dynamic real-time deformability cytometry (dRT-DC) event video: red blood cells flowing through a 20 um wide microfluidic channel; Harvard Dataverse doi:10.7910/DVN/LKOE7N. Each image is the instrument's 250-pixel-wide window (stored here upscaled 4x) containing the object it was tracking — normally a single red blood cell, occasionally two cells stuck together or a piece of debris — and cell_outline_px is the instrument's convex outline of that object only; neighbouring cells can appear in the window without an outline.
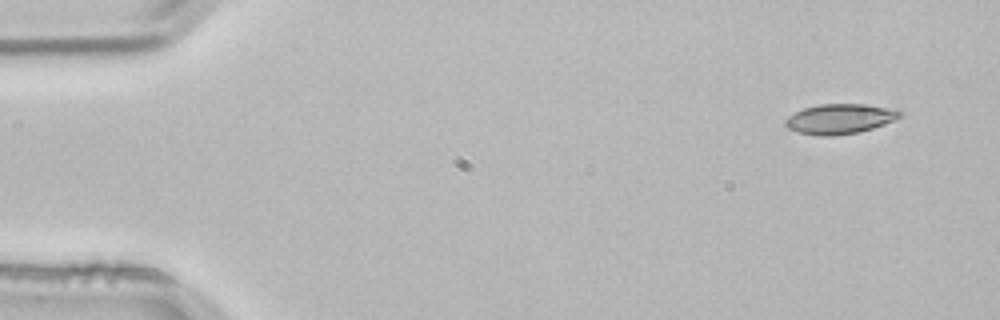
{"species": "common noctule bat (a hibernating species)", "species_latin": "Nyctalus noctula", "temperature_condition": "room temperature", "stored_images_in_passage": 3, "camera_frame_rate_fps": 3000, "um_per_image_px": 0.085, "animal": {"sex": "male", "body_mass_g": 21.5, "forearm_length_mm": 52.0}, "frame": {"image": 1, "passage_image": 1, "time_ms": 0.0, "image_size_px": [1000, 320], "cell_outline_px": [[904, 112], [900, 116], [884, 124], [860, 132], [832, 136], [820, 136], [800, 132], [788, 128], [784, 124], [784, 120], [788, 116], [804, 108], [820, 104], [864, 104], [888, 108]], "centroid_in_image_um": [71.36, 10.11], "position_along_channel_um": 13.6, "area_um2": 19.77}}
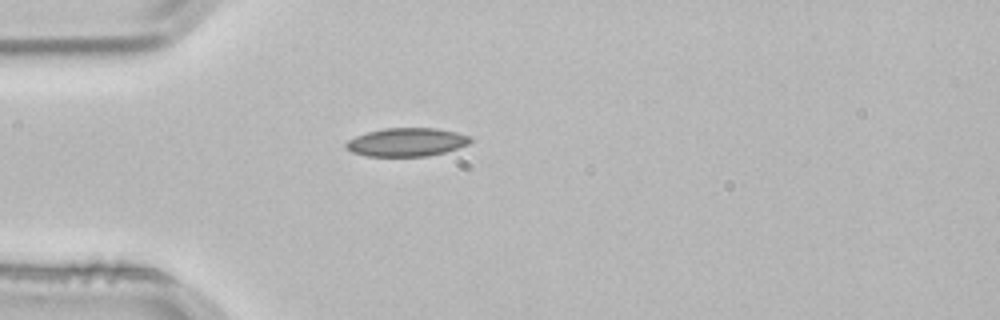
{"frame": {"image": 2, "passage_image": 3, "time_ms": 0.667, "image_size_px": [1000, 320], "cell_outline_px": [[472, 140], [468, 144], [444, 152], [428, 156], [368, 156], [352, 152], [344, 144], [348, 140], [356, 136], [368, 132], [384, 128], [436, 128], [456, 132], [472, 136]], "centroid_in_image_um": [34.58, 12.08], "position_along_channel_um": 50.4, "area_um2": 20.46}}